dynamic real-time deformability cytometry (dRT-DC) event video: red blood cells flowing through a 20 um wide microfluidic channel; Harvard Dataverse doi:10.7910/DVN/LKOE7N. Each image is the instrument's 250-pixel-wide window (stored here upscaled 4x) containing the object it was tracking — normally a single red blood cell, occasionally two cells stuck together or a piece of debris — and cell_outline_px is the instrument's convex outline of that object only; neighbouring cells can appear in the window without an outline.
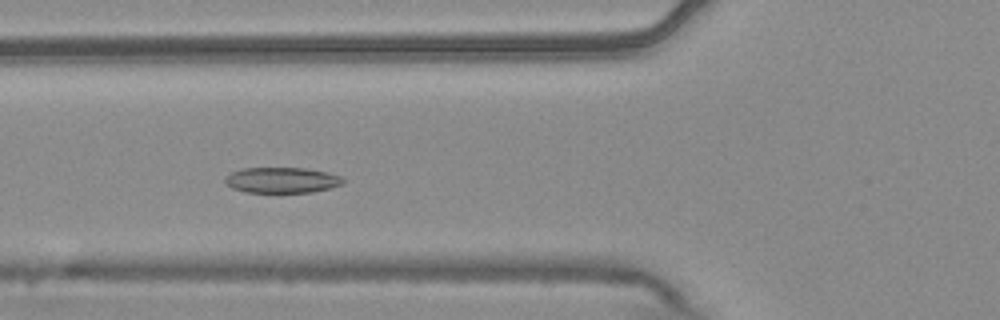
{"species": "common noctule bat (a hibernating species)", "species_latin": "Nyctalus noctula", "temperature_condition": "warm", "stored_images_in_passage": 53, "camera_frame_rate_fps": 3000, "um_per_image_px": 0.085, "animal": {"sex": "male", "body_mass_g": 20.4}, "frame": {"image": 1, "passage_image": 19, "time_ms": 6.0, "image_size_px": [1000, 320], "cell_outline_px": [[348, 180], [344, 184], [312, 192], [244, 192], [232, 188], [224, 180], [224, 176], [232, 172], [244, 168], [304, 168], [328, 172], [340, 176]], "centroid_in_image_um": [23.99, 15.31], "position_along_channel_um": 101.8, "area_um2": 17.69}}
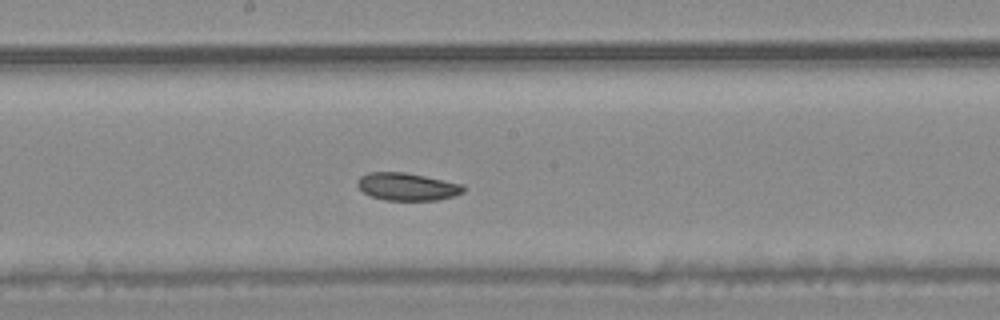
{"frame": {"image": 2, "passage_image": 28, "time_ms": 9.0, "image_size_px": [1000, 320], "cell_outline_px": [[468, 188], [464, 192], [440, 200], [384, 200], [372, 196], [364, 192], [356, 184], [356, 180], [360, 176], [368, 172], [404, 172], [464, 184]], "centroid_in_image_um": [34.63, 15.86], "position_along_channel_um": 213.6, "area_um2": 17.17}}
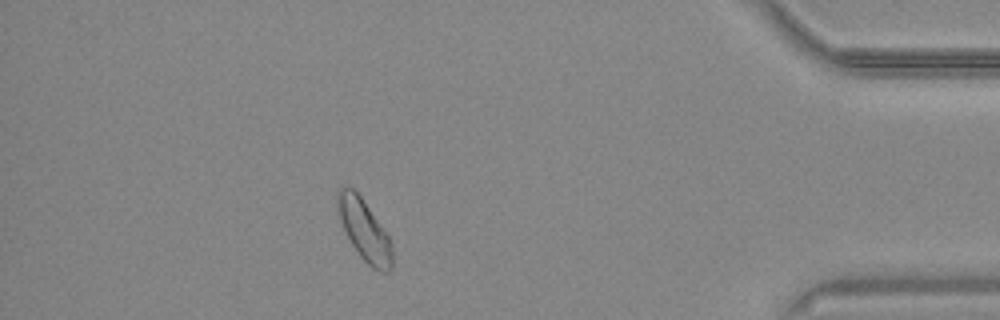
{"frame": {"image": 3, "passage_image": 47, "time_ms": 15.333, "image_size_px": [1000, 320], "cell_outline_px": [[392, 268], [388, 272], [380, 272], [372, 268], [360, 256], [352, 244], [340, 220], [336, 208], [336, 196], [340, 188], [352, 188], [360, 196], [388, 236], [392, 244]], "centroid_in_image_um": [30.96, 19.59], "position_along_channel_um": 404.2, "area_um2": 19.02}, "authors_computed_cell_mechanics": {"area_um2": 18.496, "velocity_mm_per_s": 3.7197, "shape_relaxation_time_tau1_ms": 2.1531, "shape_relaxation_time_tau2_ms": null, "deformation_change_tau1": 0.0769, "deformation_change_tau2": null}}